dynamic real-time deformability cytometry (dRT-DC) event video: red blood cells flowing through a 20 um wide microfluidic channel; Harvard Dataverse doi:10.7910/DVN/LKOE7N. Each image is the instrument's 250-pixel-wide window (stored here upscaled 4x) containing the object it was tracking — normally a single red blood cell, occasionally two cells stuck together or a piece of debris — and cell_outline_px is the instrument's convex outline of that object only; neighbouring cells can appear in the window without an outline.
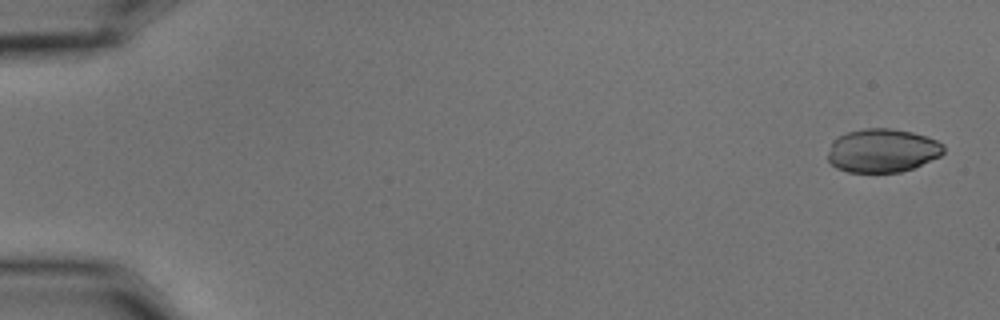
{"species": "common noctule bat (a hibernating species)", "species_latin": "Nyctalus noctula", "temperature_condition": "cold", "stored_images_in_passage": 4, "camera_frame_rate_fps": 3000, "um_per_image_px": 0.085, "animal": {"sex": "male", "body_mass_g": 15.6}, "frame": {"image": 1, "passage_image": 1, "time_ms": 0.0, "image_size_px": [1000, 320], "cell_outline_px": [[944, 152], [940, 156], [912, 168], [900, 172], [848, 172], [836, 168], [828, 160], [828, 152], [832, 140], [848, 132], [864, 128], [892, 128], [912, 132], [936, 140], [944, 144]], "centroid_in_image_um": [74.99, 12.79], "position_along_channel_um": 10.0, "area_um2": 29.36}}